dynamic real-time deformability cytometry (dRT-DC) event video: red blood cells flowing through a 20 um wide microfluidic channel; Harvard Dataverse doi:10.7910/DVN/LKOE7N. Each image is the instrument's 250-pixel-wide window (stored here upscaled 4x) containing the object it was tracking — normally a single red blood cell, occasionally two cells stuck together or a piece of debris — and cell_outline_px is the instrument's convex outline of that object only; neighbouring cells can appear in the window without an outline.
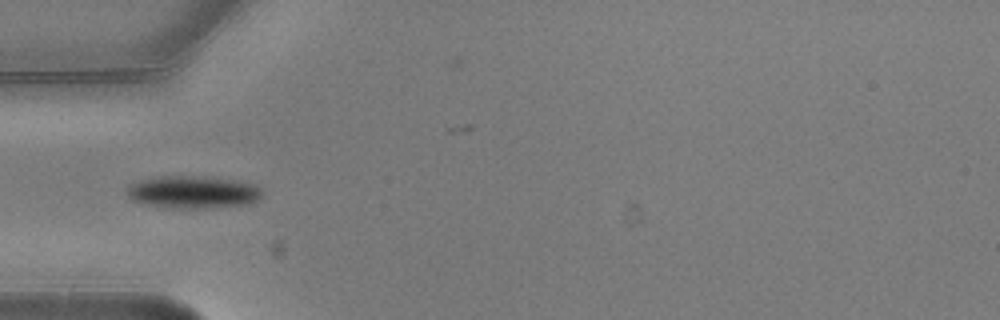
{"species": "common noctule bat (a hibernating species)", "species_latin": "Nyctalus noctula", "temperature_condition": "warm", "stored_images_in_passage": 9, "camera_frame_rate_fps": 3000, "um_per_image_px": 0.085, "animal": {"sex": "male", "body_mass_g": 20.5, "forearm_length_mm": 52.5}, "frame": {"image": 1, "passage_image": 4, "time_ms": 1.0, "image_size_px": [1000, 320], "cell_outline_px": [[264, 192], [256, 200], [248, 204], [204, 208], [164, 208], [140, 204], [132, 200], [128, 196], [128, 188], [132, 184], [140, 180], [156, 176], [196, 176], [228, 180], [256, 184]], "centroid_in_image_um": [16.35, 16.34], "position_along_channel_um": 68.6, "area_um2": 25.55}}
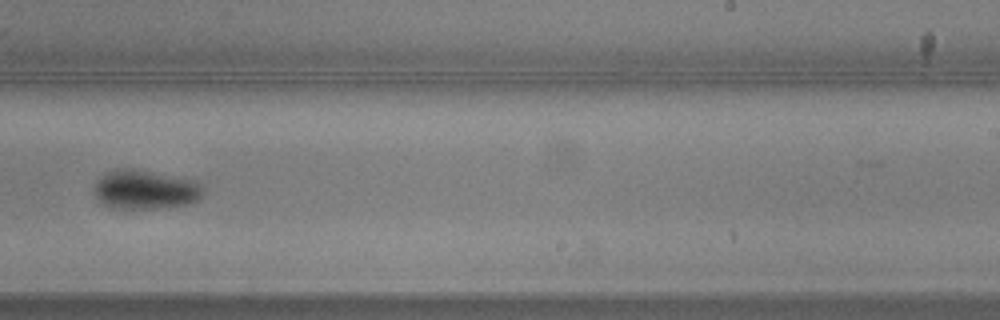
{"frame": {"image": 2, "passage_image": 9, "time_ms": 2.667, "image_size_px": [1000, 320], "cell_outline_px": [[204, 192], [196, 200], [188, 204], [156, 208], [108, 208], [96, 196], [92, 188], [96, 180], [104, 172], [112, 168], [132, 168], [196, 180], [204, 188]], "centroid_in_image_um": [12.29, 16.09], "position_along_channel_um": 276.7, "area_um2": 25.14}}